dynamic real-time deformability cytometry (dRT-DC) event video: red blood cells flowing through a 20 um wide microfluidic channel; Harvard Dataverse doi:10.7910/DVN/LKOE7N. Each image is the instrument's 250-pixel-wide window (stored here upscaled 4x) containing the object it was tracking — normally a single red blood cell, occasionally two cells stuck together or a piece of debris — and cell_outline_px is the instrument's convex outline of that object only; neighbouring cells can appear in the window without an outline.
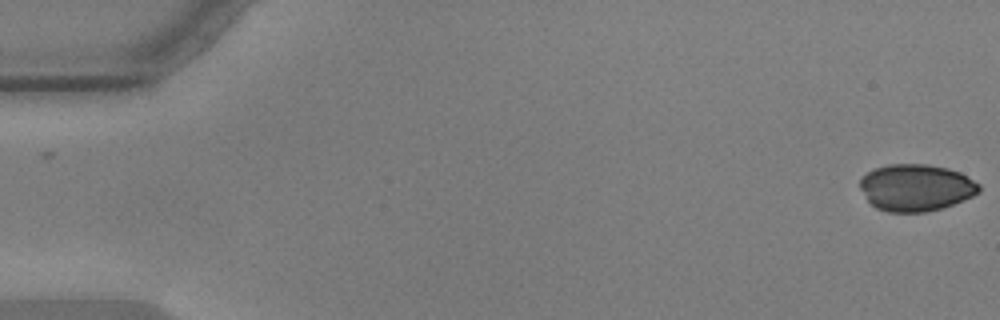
{"species": "common noctule bat (a hibernating species)", "species_latin": "Nyctalus noctula", "temperature_condition": "warm", "stored_images_in_passage": 56, "camera_frame_rate_fps": 3000, "um_per_image_px": 0.085, "animal": {"sex": "male", "body_mass_g": 17.9, "forearm_length_mm": 54.2}, "frame": {"image": 1, "passage_image": 1, "time_ms": 0.0, "image_size_px": [1000, 320], "cell_outline_px": [[980, 192], [964, 200], [940, 208], [924, 212], [888, 212], [876, 208], [868, 200], [860, 188], [860, 180], [868, 172], [876, 168], [888, 164], [928, 164], [948, 168], [960, 172], [980, 184]], "centroid_in_image_um": [77.87, 15.94], "position_along_channel_um": 7.1, "area_um2": 32.43}}
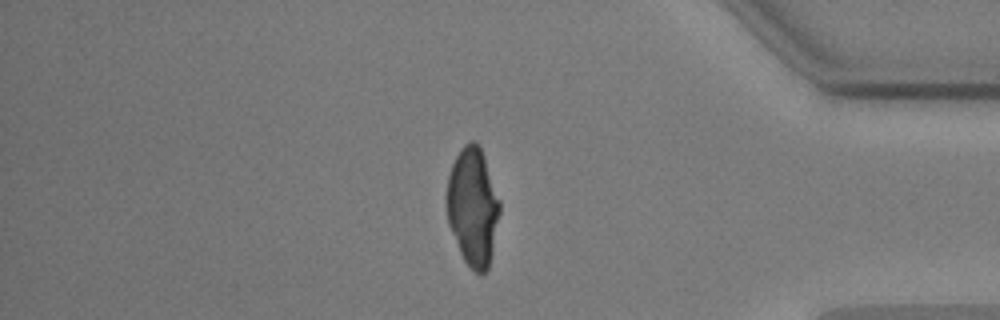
{"frame": {"image": 2, "passage_image": 48, "time_ms": 15.667, "image_size_px": [1000, 320], "cell_outline_px": [[500, 212], [492, 252], [488, 268], [484, 272], [476, 272], [464, 260], [460, 252], [448, 224], [444, 196], [448, 176], [452, 164], [460, 148], [464, 144], [472, 140], [476, 140], [484, 156], [500, 200]], "centroid_in_image_um": [40.16, 17.53], "position_along_channel_um": 395.0, "area_um2": 36.7}}
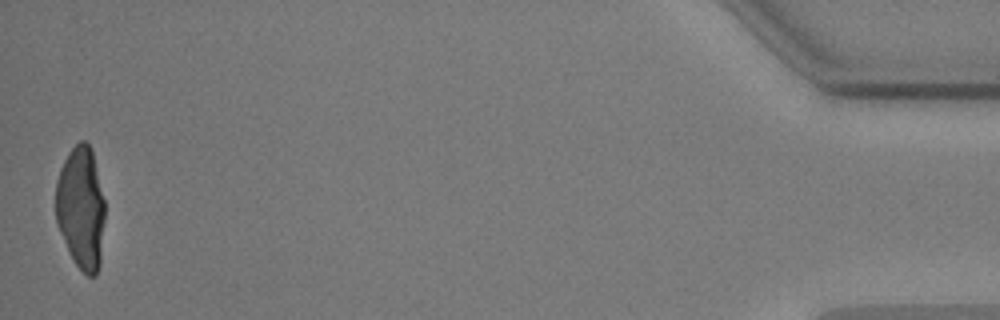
{"frame": {"image": 3, "passage_image": 56, "time_ms": 18.333, "image_size_px": [1000, 320], "cell_outline_px": [[104, 220], [100, 264], [96, 276], [88, 276], [76, 264], [56, 224], [56, 180], [60, 168], [68, 152], [80, 140], [84, 140], [92, 148], [104, 200]], "centroid_in_image_um": [6.88, 17.64], "position_along_channel_um": 428.3, "area_um2": 35.03}}